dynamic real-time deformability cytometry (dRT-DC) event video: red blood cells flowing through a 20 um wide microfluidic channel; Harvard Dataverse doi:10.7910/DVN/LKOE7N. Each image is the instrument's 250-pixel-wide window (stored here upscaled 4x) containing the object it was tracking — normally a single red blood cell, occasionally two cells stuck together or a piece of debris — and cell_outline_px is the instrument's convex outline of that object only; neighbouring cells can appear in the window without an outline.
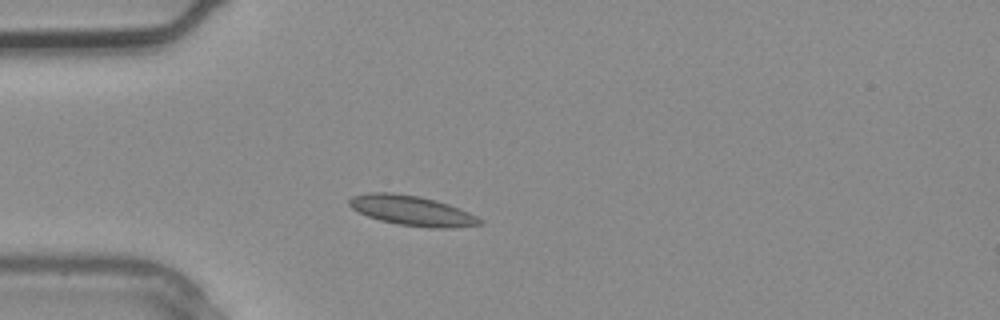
{"species": "common noctule bat (a hibernating species)", "species_latin": "Nyctalus noctula", "temperature_condition": "warm", "stored_images_in_passage": 1, "camera_frame_rate_fps": 3000, "um_per_image_px": 0.085, "animal": {"sex": "male", "body_mass_g": 20.4}, "frame": {"image": 1, "passage_image": 1, "time_ms": 0.0, "image_size_px": [1000, 320], "cell_outline_px": [[484, 224], [452, 228], [428, 228], [400, 224], [380, 220], [368, 216], [352, 208], [348, 204], [348, 200], [352, 196], [368, 192], [392, 192], [420, 196], [436, 200], [448, 204], [468, 212], [484, 220]], "centroid_in_image_um": [35.03, 17.9], "position_along_channel_um": 50.0, "area_um2": 22.83}}